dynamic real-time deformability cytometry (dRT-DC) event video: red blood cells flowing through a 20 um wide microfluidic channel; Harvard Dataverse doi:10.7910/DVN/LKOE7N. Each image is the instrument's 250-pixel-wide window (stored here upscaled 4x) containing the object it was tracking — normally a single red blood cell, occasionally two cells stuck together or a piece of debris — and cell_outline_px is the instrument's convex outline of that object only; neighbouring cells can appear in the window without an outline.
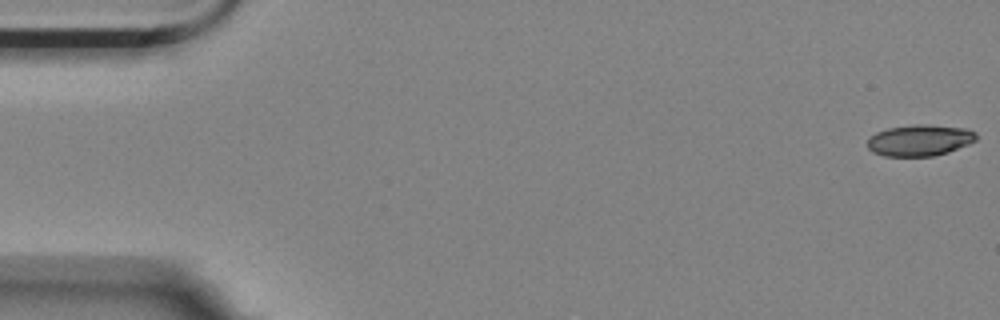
{"species": "Egyptian fruit bat (a non-hibernating species)", "species_latin": "Rousettus aegyptiacus", "temperature_condition": "room temperature", "stored_images_in_passage": 10, "camera_frame_rate_fps": 3000, "um_per_image_px": 0.085, "animal": {"sex": "female"}, "frame": {"image": 1, "passage_image": 1, "time_ms": 0.0, "image_size_px": [1000, 320], "cell_outline_px": [[976, 140], [968, 144], [948, 152], [932, 156], [884, 156], [872, 152], [868, 148], [868, 136], [876, 132], [888, 128], [912, 124], [928, 124], [968, 128], [976, 132]], "centroid_in_image_um": [78.16, 11.91], "position_along_channel_um": 6.8, "area_um2": 20.06}}